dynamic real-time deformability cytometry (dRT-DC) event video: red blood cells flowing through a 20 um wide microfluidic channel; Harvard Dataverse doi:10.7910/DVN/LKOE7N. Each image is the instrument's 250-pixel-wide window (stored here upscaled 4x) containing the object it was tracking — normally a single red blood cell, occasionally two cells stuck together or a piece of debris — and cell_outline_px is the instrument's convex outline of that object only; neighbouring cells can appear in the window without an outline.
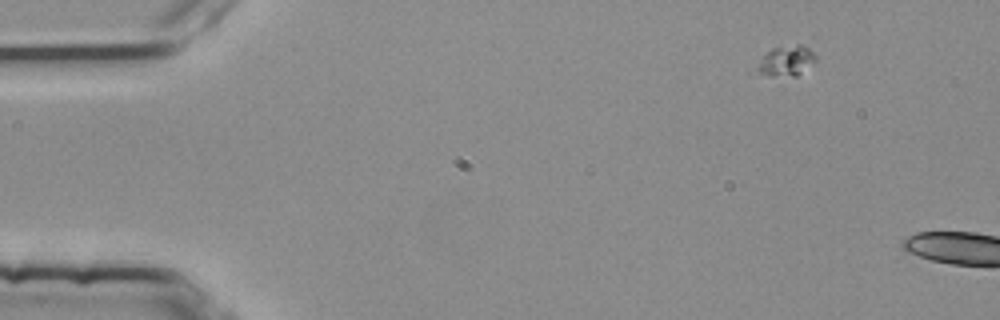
{"species": "common noctule bat (a hibernating species)", "species_latin": "Nyctalus noctula", "temperature_condition": "room temperature", "stored_images_in_passage": 3, "camera_frame_rate_fps": 3000, "um_per_image_px": 0.085, "animal": {"sex": "female", "body_mass_g": 25.1}, "frame": {"image": 1, "passage_image": 1, "time_ms": 0.0, "image_size_px": [1000, 320], "cell_outline_px": [[816, 60], [796, 76], [768, 76], [760, 72], [756, 68], [764, 56], [772, 48], [796, 44], [800, 44], [808, 48], [816, 56]], "centroid_in_image_um": [66.85, 5.17], "position_along_channel_um": 18.2, "area_um2": 10.0}}